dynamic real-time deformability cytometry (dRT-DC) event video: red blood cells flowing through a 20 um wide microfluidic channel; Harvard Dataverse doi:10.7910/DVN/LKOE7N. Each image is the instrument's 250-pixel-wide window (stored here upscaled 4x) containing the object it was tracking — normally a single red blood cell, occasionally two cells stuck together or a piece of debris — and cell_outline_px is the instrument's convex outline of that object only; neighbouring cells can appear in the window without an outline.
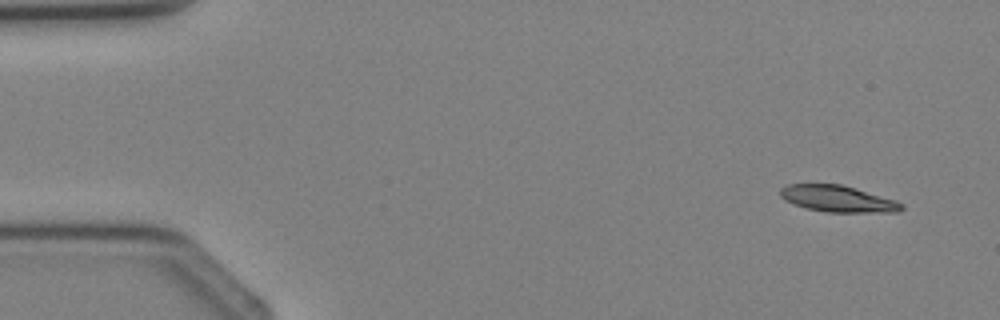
{"species": "Egyptian fruit bat (a non-hibernating species)", "species_latin": "Rousettus aegyptiacus", "temperature_condition": "cold", "stored_images_in_passage": 3, "camera_frame_rate_fps": 3000, "um_per_image_px": 0.085, "animal": {"sex": "female"}, "frame": {"image": 1, "passage_image": 1, "time_ms": 0.0, "image_size_px": [1000, 320], "cell_outline_px": [[904, 208], [896, 212], [828, 212], [804, 208], [784, 200], [780, 196], [780, 188], [788, 184], [840, 184], [896, 200], [904, 204]], "centroid_in_image_um": [71.19, 16.9], "position_along_channel_um": 13.8, "area_um2": 18.67}}
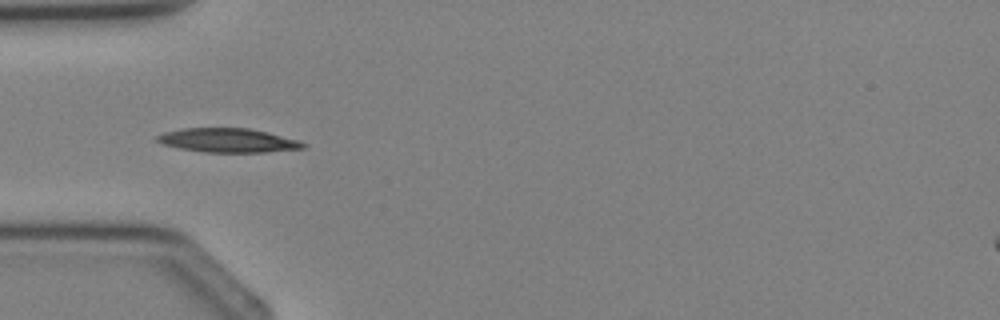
{"frame": {"image": 2, "passage_image": 3, "time_ms": 3.0, "image_size_px": [1000, 320], "cell_outline_px": [[308, 144], [304, 148], [264, 152], [204, 152], [180, 148], [164, 144], [156, 140], [156, 136], [164, 132], [184, 128], [248, 128], [268, 132], [300, 140]], "centroid_in_image_um": [19.42, 11.92], "position_along_channel_um": 65.6, "area_um2": 20.4}}